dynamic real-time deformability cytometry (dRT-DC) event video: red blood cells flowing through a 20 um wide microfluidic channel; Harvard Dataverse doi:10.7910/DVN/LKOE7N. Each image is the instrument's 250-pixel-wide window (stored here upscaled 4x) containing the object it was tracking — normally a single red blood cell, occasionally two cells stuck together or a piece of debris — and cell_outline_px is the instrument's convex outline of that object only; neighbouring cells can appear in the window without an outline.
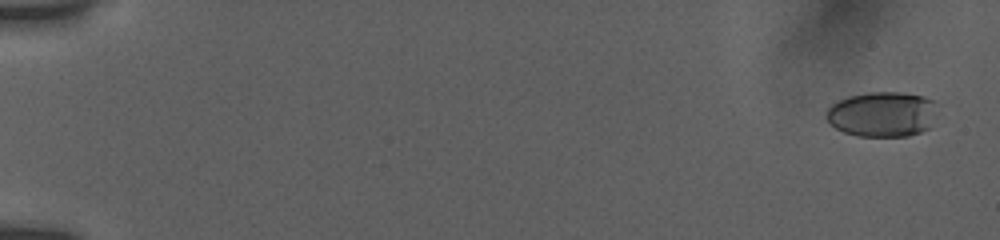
{"species": "human", "species_latin": "Homo sapiens", "temperature_condition": "room temperature", "stored_images_in_passage": 56, "camera_frame_rate_fps": 3000, "um_per_image_px": 0.085, "donor": {"sex": "female"}, "frame": {"image": 1, "passage_image": 3, "time_ms": 0.667, "image_size_px": [1000, 240], "cell_outline_px": [[940, 104], [936, 116], [928, 128], [920, 132], [908, 136], [856, 136], [844, 132], [836, 128], [824, 116], [828, 108], [832, 104], [848, 96], [868, 92], [904, 92], [924, 96], [936, 100]], "centroid_in_image_um": [75.06, 9.69], "position_along_channel_um": 9.9, "area_um2": 29.77}}
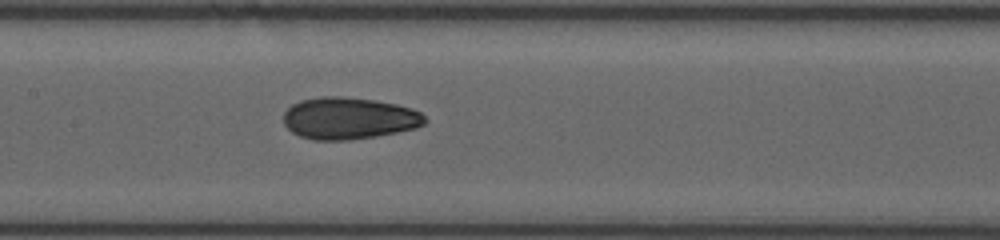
{"frame": {"image": 2, "passage_image": 30, "time_ms": 9.667, "image_size_px": [1000, 240], "cell_outline_px": [[428, 120], [424, 124], [416, 128], [376, 136], [348, 140], [312, 140], [300, 136], [292, 132], [284, 124], [284, 112], [292, 104], [300, 100], [320, 96], [344, 96], [376, 100], [396, 104], [412, 108], [420, 112]], "centroid_in_image_um": [29.65, 10.04], "position_along_channel_um": 177.7, "area_um2": 34.74}}
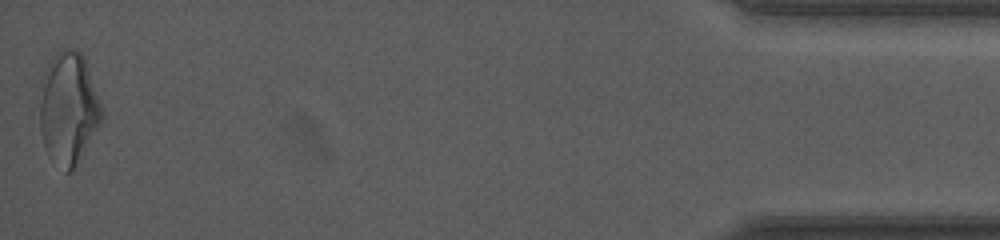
{"frame": {"image": 3, "passage_image": 56, "time_ms": 18.333, "image_size_px": [1000, 240], "cell_outline_px": [[104, 120], [76, 168], [72, 172], [64, 172], [48, 156], [44, 148], [40, 128], [40, 80], [52, 56], [60, 48], [72, 48], [80, 52], [84, 56], [104, 112]], "centroid_in_image_um": [5.83, 9.24], "position_along_channel_um": 429.4, "area_um2": 41.67}, "authors_computed_cell_mechanics": {"area_um2": 33.2928, "velocity_mm_per_s": 3.851, "shape_relaxation_time_tau1_ms": 6.6345, "shape_relaxation_time_tau2_ms": 1.6874, "deformation_change_tau1": 0.1857, "deformation_change_tau2": 0.0709}}